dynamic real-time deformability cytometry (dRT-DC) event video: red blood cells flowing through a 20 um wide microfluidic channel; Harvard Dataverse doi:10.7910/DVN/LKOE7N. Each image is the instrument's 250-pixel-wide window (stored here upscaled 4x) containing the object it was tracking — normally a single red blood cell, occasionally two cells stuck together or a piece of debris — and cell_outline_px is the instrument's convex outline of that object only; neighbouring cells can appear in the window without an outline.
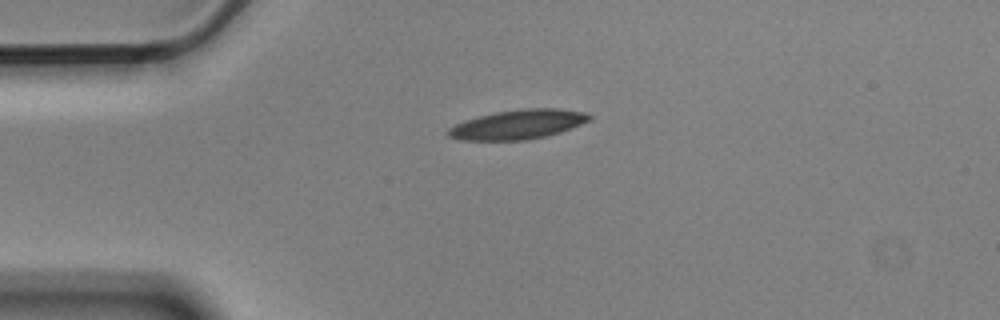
{"species": "Egyptian fruit bat (a non-hibernating species)", "species_latin": "Rousettus aegyptiacus", "temperature_condition": "cold", "stored_images_in_passage": 1, "camera_frame_rate_fps": 3000, "um_per_image_px": 0.085, "animal": {"sex": "male"}, "frame": {"image": 1, "passage_image": 1, "time_ms": 0.0, "image_size_px": [1000, 320], "cell_outline_px": [[592, 116], [588, 120], [572, 128], [548, 136], [528, 140], [460, 140], [448, 136], [444, 132], [448, 128], [464, 120], [496, 112], [520, 108], [556, 108], [584, 112]], "centroid_in_image_um": [43.99, 10.58], "position_along_channel_um": 41.0, "area_um2": 24.28}}